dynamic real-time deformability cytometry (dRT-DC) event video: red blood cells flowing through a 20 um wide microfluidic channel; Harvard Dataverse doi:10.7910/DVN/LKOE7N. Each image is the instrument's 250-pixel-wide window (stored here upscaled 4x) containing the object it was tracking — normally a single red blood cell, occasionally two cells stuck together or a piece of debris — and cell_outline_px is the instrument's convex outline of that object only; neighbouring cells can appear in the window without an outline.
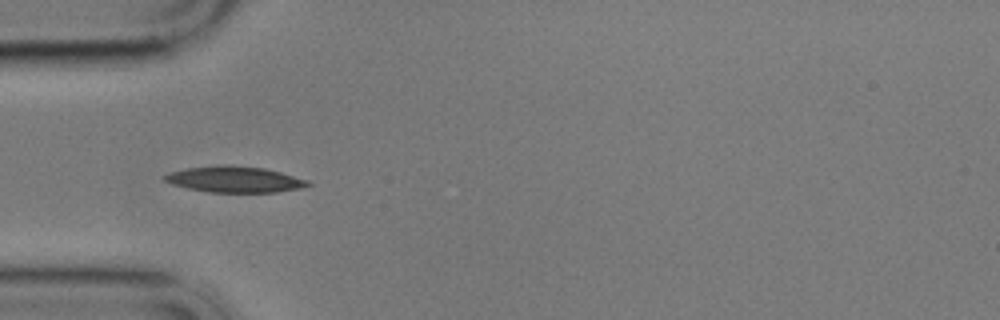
{"species": "common noctule bat (a hibernating species)", "species_latin": "Nyctalus noctula", "temperature_condition": "cold", "stored_images_in_passage": 41, "camera_frame_rate_fps": 3000, "um_per_image_px": 0.085, "animal": {"sex": "male", "body_mass_g": 17.9}, "frame": {"image": 1, "passage_image": 1, "time_ms": 0.0, "image_size_px": [1000, 320], "cell_outline_px": [[312, 184], [300, 188], [276, 192], [208, 192], [188, 188], [172, 184], [164, 180], [160, 176], [172, 172], [188, 168], [220, 164], [228, 164], [264, 168], [280, 172], [308, 180]], "centroid_in_image_um": [19.92, 15.24], "position_along_channel_um": 65.1, "area_um2": 21.73}}
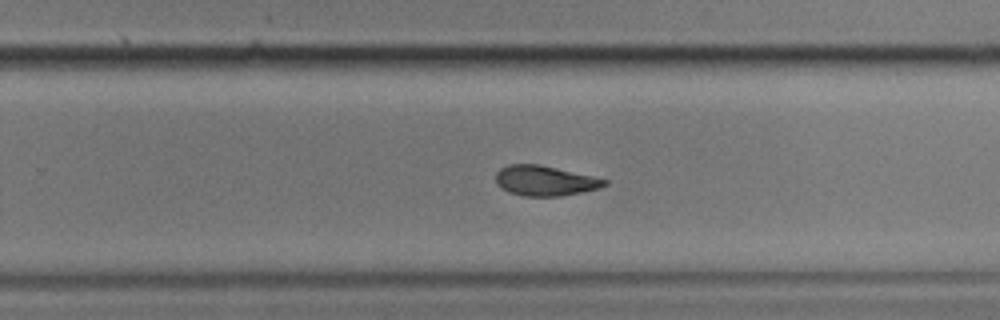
{"frame": {"image": 2, "passage_image": 20, "time_ms": 6.333, "image_size_px": [1000, 320], "cell_outline_px": [[608, 184], [600, 188], [560, 196], [524, 196], [508, 192], [500, 188], [496, 184], [496, 172], [500, 168], [508, 164], [540, 164], [592, 176], [608, 180]], "centroid_in_image_um": [46.28, 15.36], "position_along_channel_um": 283.5, "area_um2": 19.13}}
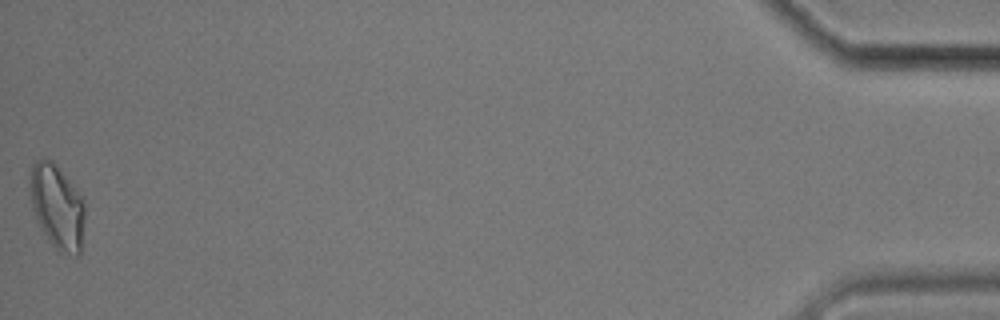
{"frame": {"image": 3, "passage_image": 41, "time_ms": 13.333, "image_size_px": [1000, 320], "cell_outline_px": [[84, 220], [80, 256], [76, 256], [60, 252], [48, 240], [32, 208], [32, 164], [36, 160], [44, 156], [52, 160], [56, 164], [84, 196]], "centroid_in_image_um": [4.92, 17.55], "position_along_channel_um": 430.3, "area_um2": 26.82}, "authors_computed_cell_mechanics": {"area_um2": 20.23, "velocity_mm_per_s": 3.4476, "shape_relaxation_time_tau1_ms": 5.8738, "shape_relaxation_time_tau2_ms": 5.0977, "deformation_change_tau1": 0.1499, "deformation_change_tau2": 0.1158}}